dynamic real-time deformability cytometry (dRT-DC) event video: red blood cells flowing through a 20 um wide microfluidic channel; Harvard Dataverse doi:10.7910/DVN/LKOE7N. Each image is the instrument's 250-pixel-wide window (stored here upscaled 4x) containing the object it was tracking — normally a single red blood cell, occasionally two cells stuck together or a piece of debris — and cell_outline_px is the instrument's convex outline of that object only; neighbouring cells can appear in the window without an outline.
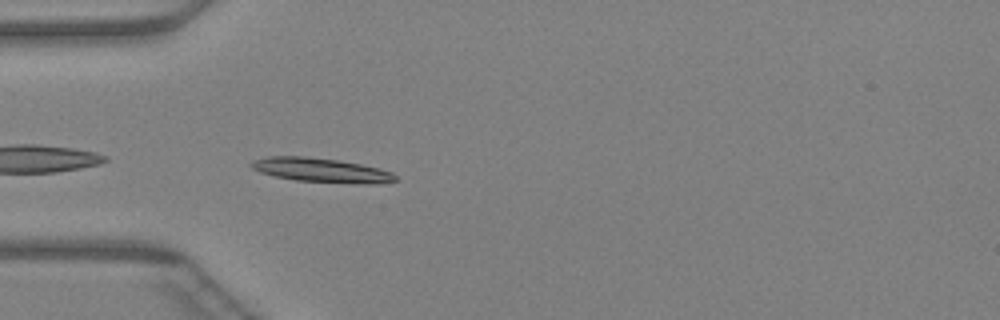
{"species": "Egyptian fruit bat (a non-hibernating species)", "species_latin": "Rousettus aegyptiacus", "temperature_condition": "warm", "stored_images_in_passage": 33, "camera_frame_rate_fps": 3000, "um_per_image_px": 0.085, "animal": {"sex": "female"}, "frame": {"image": 1, "passage_image": 1, "time_ms": 0.0, "image_size_px": [1000, 320], "cell_outline_px": [[396, 180], [376, 184], [364, 184], [296, 180], [276, 176], [260, 172], [252, 168], [248, 164], [252, 160], [268, 156], [304, 156], [336, 160], [360, 164], [380, 168], [392, 172], [396, 176]], "centroid_in_image_um": [27.29, 14.46], "position_along_channel_um": 57.7, "area_um2": 20.23}}
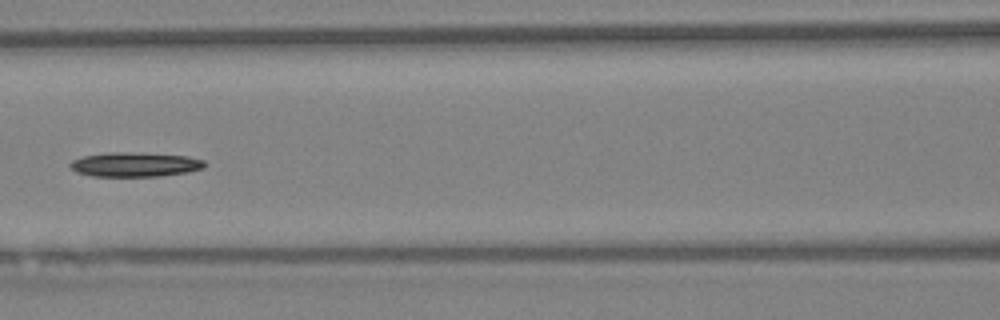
{"frame": {"image": 2, "passage_image": 8, "time_ms": 2.333, "image_size_px": [1000, 320], "cell_outline_px": [[208, 164], [204, 168], [188, 172], [160, 176], [92, 176], [76, 172], [68, 168], [68, 164], [72, 160], [84, 156], [108, 152], [124, 152], [188, 156], [204, 160]], "centroid_in_image_um": [11.46, 13.99], "position_along_channel_um": 155.1, "area_um2": 19.25}}
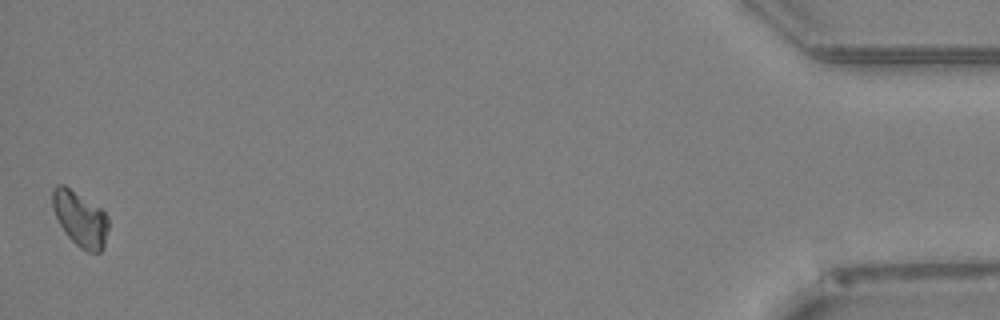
{"frame": {"image": 3, "passage_image": 33, "time_ms": 10.667, "image_size_px": [1000, 320], "cell_outline_px": [[108, 228], [104, 248], [100, 252], [88, 252], [80, 248], [64, 232], [52, 208], [52, 188], [56, 184], [64, 184], [100, 208], [108, 216]], "centroid_in_image_um": [6.81, 18.59], "position_along_channel_um": 428.4, "area_um2": 17.98}}